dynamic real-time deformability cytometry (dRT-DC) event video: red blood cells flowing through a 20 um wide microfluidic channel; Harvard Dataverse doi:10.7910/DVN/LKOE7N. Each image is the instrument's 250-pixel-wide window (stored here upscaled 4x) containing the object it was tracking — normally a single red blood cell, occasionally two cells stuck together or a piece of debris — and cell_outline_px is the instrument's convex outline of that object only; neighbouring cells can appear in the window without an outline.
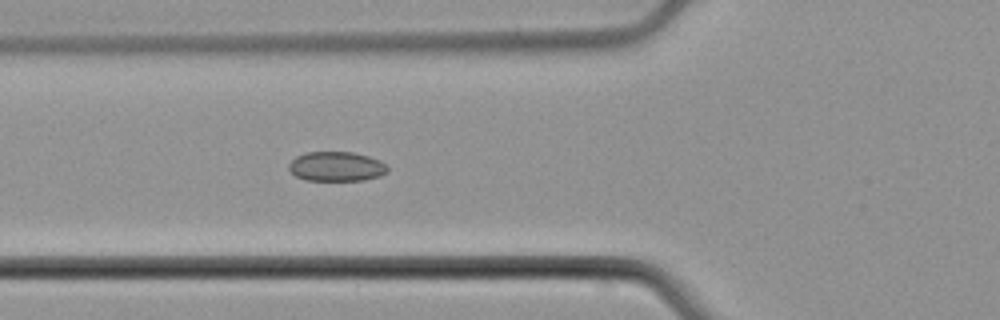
{"species": "common noctule bat (a hibernating species)", "species_latin": "Nyctalus noctula", "temperature_condition": "cold", "stored_images_in_passage": 4, "camera_frame_rate_fps": 3000, "um_per_image_px": 0.085, "animal": {"sex": "male", "body_mass_g": 21.5, "forearm_length_mm": 52.0}, "frame": {"image": 1, "passage_image": 4, "time_ms": 4.667, "image_size_px": [1000, 320], "cell_outline_px": [[388, 172], [380, 176], [364, 180], [304, 180], [296, 176], [288, 168], [288, 164], [296, 156], [308, 152], [352, 152], [368, 156], [380, 160], [388, 168]], "centroid_in_image_um": [28.59, 14.15], "position_along_channel_um": 97.2, "area_um2": 16.99}}